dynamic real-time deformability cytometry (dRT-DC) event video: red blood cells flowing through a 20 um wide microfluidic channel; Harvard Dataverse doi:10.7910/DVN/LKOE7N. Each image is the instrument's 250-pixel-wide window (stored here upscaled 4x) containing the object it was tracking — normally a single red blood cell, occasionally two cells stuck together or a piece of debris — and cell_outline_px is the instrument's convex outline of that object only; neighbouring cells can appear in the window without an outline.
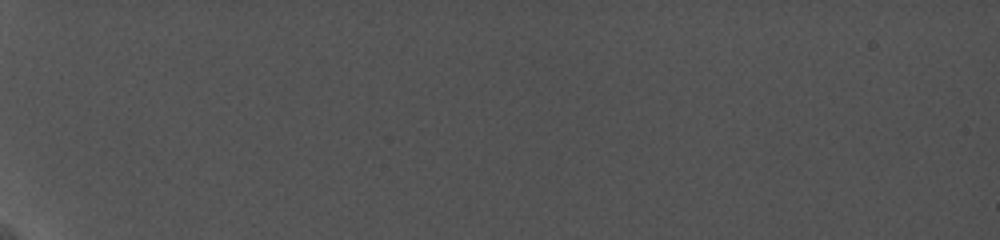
{"species": "common noctule bat (a hibernating species)", "species_latin": "Nyctalus noctula", "temperature_condition": "cold", "stored_images_in_passage": 1, "camera_frame_rate_fps": 5000, "um_per_image_px": 0.085, "animal": {"sex": "female", "body_mass_g": 19.0, "forearm_length_mm": 56.7}, "frame": {"image": 1, "passage_image": 1, "time_ms": 0.0, "image_size_px": [1000, 240], "cell_outline_px": [[620, 176], [612, 184], [588, 200], [576, 200], [568, 196], [560, 180], [552, 156], [612, 144]], "centroid_in_image_um": [49.91, 14.56], "position_along_channel_um": 35.1, "area_um2": 18.79}}